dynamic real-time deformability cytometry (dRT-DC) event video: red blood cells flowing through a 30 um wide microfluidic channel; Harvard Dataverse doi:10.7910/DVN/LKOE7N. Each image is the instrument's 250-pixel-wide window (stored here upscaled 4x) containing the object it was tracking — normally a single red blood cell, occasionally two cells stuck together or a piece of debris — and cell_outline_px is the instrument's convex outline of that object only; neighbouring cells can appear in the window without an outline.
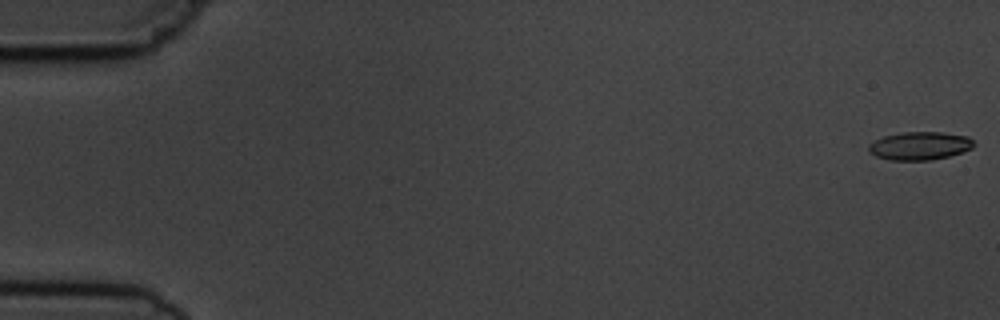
{"species": "common noctule bat (a hibernating species)", "species_latin": "Nyctalus noctula", "temperature_condition": "cold", "stored_images_in_passage": 6, "segment_of_instrument_passage": [1, 2], "camera_frame_rate_fps": 3000, "um_per_image_px": 0.085, "animal": {"sex": "male", "body_mass_g": 19.5, "forearm_length_mm": 54.6}, "frame": {"image": 1, "passage_image": 1, "time_ms": 0.0, "image_size_px": [1000, 320], "cell_outline_px": [[976, 144], [972, 148], [948, 156], [932, 160], [888, 160], [876, 156], [868, 152], [868, 144], [884, 136], [904, 132], [940, 132], [968, 136]], "centroid_in_image_um": [78.16, 12.4], "position_along_channel_um": 6.8, "area_um2": 17.22}}
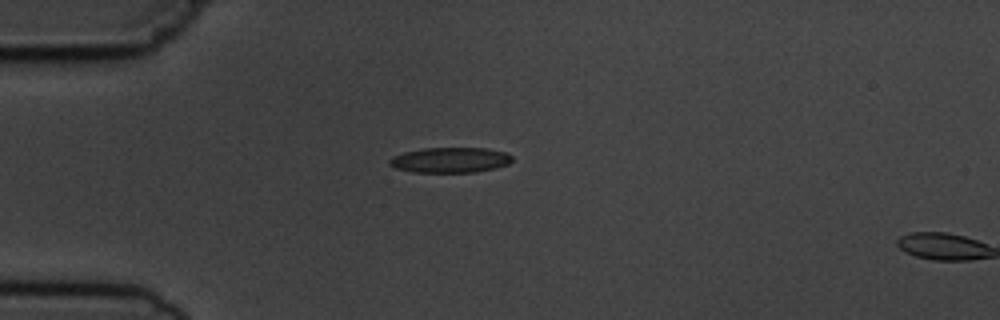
{"frame": {"image": 2, "passage_image": 5, "time_ms": 4.667, "image_size_px": [1000, 320], "cell_outline_px": [[512, 160], [508, 164], [496, 168], [476, 172], [412, 172], [396, 168], [388, 164], [388, 160], [392, 156], [404, 152], [424, 148], [488, 148], [504, 152], [512, 156]], "centroid_in_image_um": [38.25, 13.6], "position_along_channel_um": 46.8, "area_um2": 18.15}}